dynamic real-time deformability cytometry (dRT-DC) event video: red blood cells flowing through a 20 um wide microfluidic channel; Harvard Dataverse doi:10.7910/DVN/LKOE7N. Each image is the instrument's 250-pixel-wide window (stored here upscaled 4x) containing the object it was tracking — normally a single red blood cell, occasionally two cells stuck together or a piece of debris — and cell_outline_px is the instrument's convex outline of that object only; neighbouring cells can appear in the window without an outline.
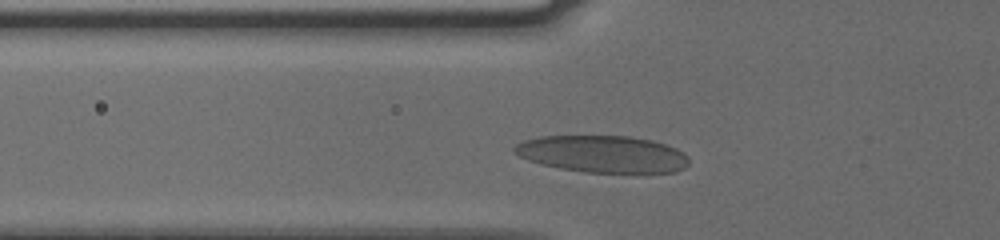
{"species": "human", "species_latin": "Homo sapiens", "temperature_condition": "cold", "stored_images_in_passage": 17, "camera_frame_rate_fps": 3000, "um_per_image_px": 0.085, "donor": {"sex": "male"}, "frame": {"image": 1, "passage_image": 7, "time_ms": 2.0, "image_size_px": [1000, 240], "cell_outline_px": [[688, 164], [684, 168], [676, 172], [584, 172], [560, 168], [528, 160], [512, 152], [512, 148], [516, 144], [524, 140], [540, 136], [628, 136], [652, 140], [676, 148], [684, 152], [688, 156]], "centroid_in_image_um": [51.22, 13.08], "position_along_channel_um": 74.6, "area_um2": 37.51}}
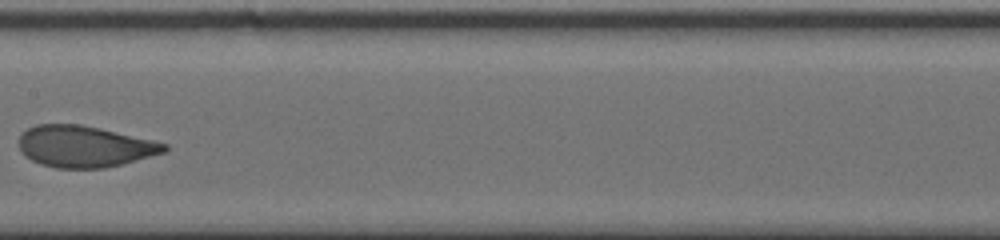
{"frame": {"image": 2, "passage_image": 14, "time_ms": 4.333, "image_size_px": [1000, 240], "cell_outline_px": [[168, 152], [104, 168], [56, 168], [40, 164], [24, 156], [20, 148], [20, 136], [28, 128], [36, 124], [80, 124], [100, 128], [152, 140], [168, 144]], "centroid_in_image_um": [7.19, 12.45], "position_along_channel_um": 200.2, "area_um2": 35.03}}
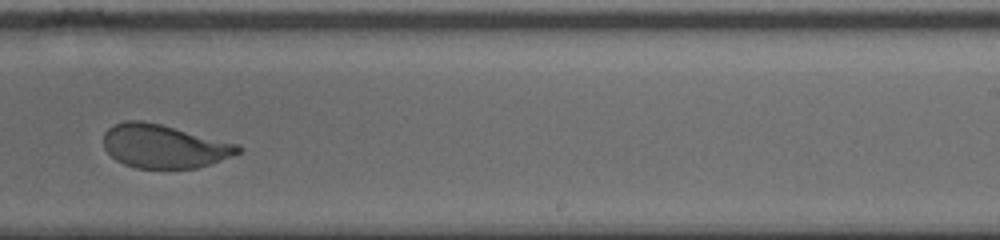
{"frame": {"image": 3, "passage_image": 16, "time_ms": 5.0, "image_size_px": [1000, 240], "cell_outline_px": [[244, 148], [240, 152], [212, 164], [196, 168], [136, 168], [124, 164], [116, 160], [104, 148], [104, 132], [112, 124], [124, 120], [144, 120], [240, 144]], "centroid_in_image_um": [13.94, 12.42], "position_along_channel_um": 275.1, "area_um2": 34.33}}